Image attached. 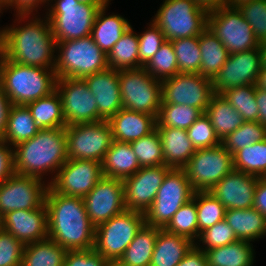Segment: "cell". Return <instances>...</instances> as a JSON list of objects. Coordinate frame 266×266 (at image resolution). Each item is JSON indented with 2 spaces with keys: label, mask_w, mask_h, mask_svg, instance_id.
I'll return each mask as SVG.
<instances>
[{
  "label": "cell",
  "mask_w": 266,
  "mask_h": 266,
  "mask_svg": "<svg viewBox=\"0 0 266 266\" xmlns=\"http://www.w3.org/2000/svg\"><path fill=\"white\" fill-rule=\"evenodd\" d=\"M48 238L67 251L94 249L95 226L83 198L58 194L50 186L45 197Z\"/></svg>",
  "instance_id": "6da1fadb"
},
{
  "label": "cell",
  "mask_w": 266,
  "mask_h": 266,
  "mask_svg": "<svg viewBox=\"0 0 266 266\" xmlns=\"http://www.w3.org/2000/svg\"><path fill=\"white\" fill-rule=\"evenodd\" d=\"M2 30L3 56L6 59L21 65L55 68L56 40L47 18L44 22L40 18H32L23 27L13 25Z\"/></svg>",
  "instance_id": "7a4b0ae2"
},
{
  "label": "cell",
  "mask_w": 266,
  "mask_h": 266,
  "mask_svg": "<svg viewBox=\"0 0 266 266\" xmlns=\"http://www.w3.org/2000/svg\"><path fill=\"white\" fill-rule=\"evenodd\" d=\"M14 148L16 174L43 179V174L59 169L68 160L65 127L40 130L35 136Z\"/></svg>",
  "instance_id": "3957f363"
},
{
  "label": "cell",
  "mask_w": 266,
  "mask_h": 266,
  "mask_svg": "<svg viewBox=\"0 0 266 266\" xmlns=\"http://www.w3.org/2000/svg\"><path fill=\"white\" fill-rule=\"evenodd\" d=\"M54 69L21 65L0 57V84L12 105H24L56 90Z\"/></svg>",
  "instance_id": "277c9868"
},
{
  "label": "cell",
  "mask_w": 266,
  "mask_h": 266,
  "mask_svg": "<svg viewBox=\"0 0 266 266\" xmlns=\"http://www.w3.org/2000/svg\"><path fill=\"white\" fill-rule=\"evenodd\" d=\"M60 54L54 71L58 78L83 79L108 69L107 55L87 36L75 40L56 42Z\"/></svg>",
  "instance_id": "5b68a950"
},
{
  "label": "cell",
  "mask_w": 266,
  "mask_h": 266,
  "mask_svg": "<svg viewBox=\"0 0 266 266\" xmlns=\"http://www.w3.org/2000/svg\"><path fill=\"white\" fill-rule=\"evenodd\" d=\"M144 224V213L124 210L95 227L94 250L109 263H117Z\"/></svg>",
  "instance_id": "8992f818"
},
{
  "label": "cell",
  "mask_w": 266,
  "mask_h": 266,
  "mask_svg": "<svg viewBox=\"0 0 266 266\" xmlns=\"http://www.w3.org/2000/svg\"><path fill=\"white\" fill-rule=\"evenodd\" d=\"M152 21L171 41L199 36L208 26V12L193 0H165Z\"/></svg>",
  "instance_id": "52a82bcc"
},
{
  "label": "cell",
  "mask_w": 266,
  "mask_h": 266,
  "mask_svg": "<svg viewBox=\"0 0 266 266\" xmlns=\"http://www.w3.org/2000/svg\"><path fill=\"white\" fill-rule=\"evenodd\" d=\"M184 169L171 168L165 175L154 202L144 213L145 224L164 229L181 206L194 196Z\"/></svg>",
  "instance_id": "ba28073f"
},
{
  "label": "cell",
  "mask_w": 266,
  "mask_h": 266,
  "mask_svg": "<svg viewBox=\"0 0 266 266\" xmlns=\"http://www.w3.org/2000/svg\"><path fill=\"white\" fill-rule=\"evenodd\" d=\"M105 5L81 4L76 0H56L47 18L56 42L90 36L98 10Z\"/></svg>",
  "instance_id": "9c48e42d"
},
{
  "label": "cell",
  "mask_w": 266,
  "mask_h": 266,
  "mask_svg": "<svg viewBox=\"0 0 266 266\" xmlns=\"http://www.w3.org/2000/svg\"><path fill=\"white\" fill-rule=\"evenodd\" d=\"M122 106L157 118L162 104L161 81L144 67L118 70Z\"/></svg>",
  "instance_id": "30bf717a"
},
{
  "label": "cell",
  "mask_w": 266,
  "mask_h": 266,
  "mask_svg": "<svg viewBox=\"0 0 266 266\" xmlns=\"http://www.w3.org/2000/svg\"><path fill=\"white\" fill-rule=\"evenodd\" d=\"M183 169L195 192H208L234 169L233 155L222 143L214 147L196 149Z\"/></svg>",
  "instance_id": "8fae6325"
},
{
  "label": "cell",
  "mask_w": 266,
  "mask_h": 266,
  "mask_svg": "<svg viewBox=\"0 0 266 266\" xmlns=\"http://www.w3.org/2000/svg\"><path fill=\"white\" fill-rule=\"evenodd\" d=\"M65 134L68 159L102 162L113 141L108 120L69 125Z\"/></svg>",
  "instance_id": "7c38bea8"
},
{
  "label": "cell",
  "mask_w": 266,
  "mask_h": 266,
  "mask_svg": "<svg viewBox=\"0 0 266 266\" xmlns=\"http://www.w3.org/2000/svg\"><path fill=\"white\" fill-rule=\"evenodd\" d=\"M208 29L221 41L229 54L258 48L252 27L237 8L225 6L208 13Z\"/></svg>",
  "instance_id": "4fadbf2b"
},
{
  "label": "cell",
  "mask_w": 266,
  "mask_h": 266,
  "mask_svg": "<svg viewBox=\"0 0 266 266\" xmlns=\"http://www.w3.org/2000/svg\"><path fill=\"white\" fill-rule=\"evenodd\" d=\"M162 103L181 104L205 113L215 94L212 80L199 73H177L161 81Z\"/></svg>",
  "instance_id": "5bb4252c"
},
{
  "label": "cell",
  "mask_w": 266,
  "mask_h": 266,
  "mask_svg": "<svg viewBox=\"0 0 266 266\" xmlns=\"http://www.w3.org/2000/svg\"><path fill=\"white\" fill-rule=\"evenodd\" d=\"M56 91L60 96L66 126L103 121L96 98L83 79L58 78Z\"/></svg>",
  "instance_id": "9a60e30c"
},
{
  "label": "cell",
  "mask_w": 266,
  "mask_h": 266,
  "mask_svg": "<svg viewBox=\"0 0 266 266\" xmlns=\"http://www.w3.org/2000/svg\"><path fill=\"white\" fill-rule=\"evenodd\" d=\"M41 181L37 177L15 173L0 184V216L15 210L41 208L49 187V183L45 185Z\"/></svg>",
  "instance_id": "2e32d148"
},
{
  "label": "cell",
  "mask_w": 266,
  "mask_h": 266,
  "mask_svg": "<svg viewBox=\"0 0 266 266\" xmlns=\"http://www.w3.org/2000/svg\"><path fill=\"white\" fill-rule=\"evenodd\" d=\"M102 177L101 162L68 159L49 186L58 194L84 198Z\"/></svg>",
  "instance_id": "e0dca14e"
},
{
  "label": "cell",
  "mask_w": 266,
  "mask_h": 266,
  "mask_svg": "<svg viewBox=\"0 0 266 266\" xmlns=\"http://www.w3.org/2000/svg\"><path fill=\"white\" fill-rule=\"evenodd\" d=\"M262 68L261 50L255 48L248 51L230 54L226 63L213 78L215 94L238 86L255 85Z\"/></svg>",
  "instance_id": "ac0fdd59"
},
{
  "label": "cell",
  "mask_w": 266,
  "mask_h": 266,
  "mask_svg": "<svg viewBox=\"0 0 266 266\" xmlns=\"http://www.w3.org/2000/svg\"><path fill=\"white\" fill-rule=\"evenodd\" d=\"M83 200L95 227L126 210L121 179L103 176Z\"/></svg>",
  "instance_id": "d6986e66"
},
{
  "label": "cell",
  "mask_w": 266,
  "mask_h": 266,
  "mask_svg": "<svg viewBox=\"0 0 266 266\" xmlns=\"http://www.w3.org/2000/svg\"><path fill=\"white\" fill-rule=\"evenodd\" d=\"M170 169L166 165L141 167L134 175L122 180L126 209L145 213Z\"/></svg>",
  "instance_id": "ffe728a7"
},
{
  "label": "cell",
  "mask_w": 266,
  "mask_h": 266,
  "mask_svg": "<svg viewBox=\"0 0 266 266\" xmlns=\"http://www.w3.org/2000/svg\"><path fill=\"white\" fill-rule=\"evenodd\" d=\"M259 177L233 169L210 190L215 198L229 209H248L253 206Z\"/></svg>",
  "instance_id": "44dd1931"
},
{
  "label": "cell",
  "mask_w": 266,
  "mask_h": 266,
  "mask_svg": "<svg viewBox=\"0 0 266 266\" xmlns=\"http://www.w3.org/2000/svg\"><path fill=\"white\" fill-rule=\"evenodd\" d=\"M2 229L24 245L48 238L47 209L15 210L2 217Z\"/></svg>",
  "instance_id": "7402d4cb"
},
{
  "label": "cell",
  "mask_w": 266,
  "mask_h": 266,
  "mask_svg": "<svg viewBox=\"0 0 266 266\" xmlns=\"http://www.w3.org/2000/svg\"><path fill=\"white\" fill-rule=\"evenodd\" d=\"M96 98L99 115L109 120L122 106L118 70L107 69L83 78Z\"/></svg>",
  "instance_id": "603a6c76"
},
{
  "label": "cell",
  "mask_w": 266,
  "mask_h": 266,
  "mask_svg": "<svg viewBox=\"0 0 266 266\" xmlns=\"http://www.w3.org/2000/svg\"><path fill=\"white\" fill-rule=\"evenodd\" d=\"M108 122L115 141L131 143L156 129V117L151 114L121 108Z\"/></svg>",
  "instance_id": "cb8c5ba5"
},
{
  "label": "cell",
  "mask_w": 266,
  "mask_h": 266,
  "mask_svg": "<svg viewBox=\"0 0 266 266\" xmlns=\"http://www.w3.org/2000/svg\"><path fill=\"white\" fill-rule=\"evenodd\" d=\"M160 135L164 164L170 168L183 169L196 151L185 129L156 126Z\"/></svg>",
  "instance_id": "d4e9b609"
},
{
  "label": "cell",
  "mask_w": 266,
  "mask_h": 266,
  "mask_svg": "<svg viewBox=\"0 0 266 266\" xmlns=\"http://www.w3.org/2000/svg\"><path fill=\"white\" fill-rule=\"evenodd\" d=\"M195 242L189 238L158 228L150 266H176Z\"/></svg>",
  "instance_id": "484cf974"
},
{
  "label": "cell",
  "mask_w": 266,
  "mask_h": 266,
  "mask_svg": "<svg viewBox=\"0 0 266 266\" xmlns=\"http://www.w3.org/2000/svg\"><path fill=\"white\" fill-rule=\"evenodd\" d=\"M103 176L124 180L141 167L130 143L113 140L101 162Z\"/></svg>",
  "instance_id": "4316f807"
},
{
  "label": "cell",
  "mask_w": 266,
  "mask_h": 266,
  "mask_svg": "<svg viewBox=\"0 0 266 266\" xmlns=\"http://www.w3.org/2000/svg\"><path fill=\"white\" fill-rule=\"evenodd\" d=\"M224 220L233 229L238 240L251 242L266 235V218L253 207L226 210Z\"/></svg>",
  "instance_id": "83f0119b"
},
{
  "label": "cell",
  "mask_w": 266,
  "mask_h": 266,
  "mask_svg": "<svg viewBox=\"0 0 266 266\" xmlns=\"http://www.w3.org/2000/svg\"><path fill=\"white\" fill-rule=\"evenodd\" d=\"M108 5L98 10L91 33L94 42L106 55L131 27L129 22L119 15L105 16V10Z\"/></svg>",
  "instance_id": "f1b7e54d"
},
{
  "label": "cell",
  "mask_w": 266,
  "mask_h": 266,
  "mask_svg": "<svg viewBox=\"0 0 266 266\" xmlns=\"http://www.w3.org/2000/svg\"><path fill=\"white\" fill-rule=\"evenodd\" d=\"M205 114L209 117L215 134L220 141L245 122L242 116L221 94H214L211 97Z\"/></svg>",
  "instance_id": "f546056e"
},
{
  "label": "cell",
  "mask_w": 266,
  "mask_h": 266,
  "mask_svg": "<svg viewBox=\"0 0 266 266\" xmlns=\"http://www.w3.org/2000/svg\"><path fill=\"white\" fill-rule=\"evenodd\" d=\"M158 227L144 224L118 260L120 266H150Z\"/></svg>",
  "instance_id": "4dcf8cb0"
},
{
  "label": "cell",
  "mask_w": 266,
  "mask_h": 266,
  "mask_svg": "<svg viewBox=\"0 0 266 266\" xmlns=\"http://www.w3.org/2000/svg\"><path fill=\"white\" fill-rule=\"evenodd\" d=\"M199 48L201 51L199 74L213 80L221 67L226 63L230 54L221 41L208 28L199 35Z\"/></svg>",
  "instance_id": "1f68e13d"
},
{
  "label": "cell",
  "mask_w": 266,
  "mask_h": 266,
  "mask_svg": "<svg viewBox=\"0 0 266 266\" xmlns=\"http://www.w3.org/2000/svg\"><path fill=\"white\" fill-rule=\"evenodd\" d=\"M253 252L250 241L244 240L204 250L208 266H252Z\"/></svg>",
  "instance_id": "d6a6232c"
},
{
  "label": "cell",
  "mask_w": 266,
  "mask_h": 266,
  "mask_svg": "<svg viewBox=\"0 0 266 266\" xmlns=\"http://www.w3.org/2000/svg\"><path fill=\"white\" fill-rule=\"evenodd\" d=\"M30 110L37 129L66 127L61 99L55 90L50 95L26 105Z\"/></svg>",
  "instance_id": "836d02e7"
},
{
  "label": "cell",
  "mask_w": 266,
  "mask_h": 266,
  "mask_svg": "<svg viewBox=\"0 0 266 266\" xmlns=\"http://www.w3.org/2000/svg\"><path fill=\"white\" fill-rule=\"evenodd\" d=\"M109 69L123 70L144 67L139 62L138 34L130 27L107 54Z\"/></svg>",
  "instance_id": "e575fe53"
},
{
  "label": "cell",
  "mask_w": 266,
  "mask_h": 266,
  "mask_svg": "<svg viewBox=\"0 0 266 266\" xmlns=\"http://www.w3.org/2000/svg\"><path fill=\"white\" fill-rule=\"evenodd\" d=\"M39 130L27 106L12 105L8 114L7 127L1 140L14 147L35 136Z\"/></svg>",
  "instance_id": "d590c367"
},
{
  "label": "cell",
  "mask_w": 266,
  "mask_h": 266,
  "mask_svg": "<svg viewBox=\"0 0 266 266\" xmlns=\"http://www.w3.org/2000/svg\"><path fill=\"white\" fill-rule=\"evenodd\" d=\"M67 250L47 238L24 245L22 266H63Z\"/></svg>",
  "instance_id": "8d00e7d4"
},
{
  "label": "cell",
  "mask_w": 266,
  "mask_h": 266,
  "mask_svg": "<svg viewBox=\"0 0 266 266\" xmlns=\"http://www.w3.org/2000/svg\"><path fill=\"white\" fill-rule=\"evenodd\" d=\"M233 167L237 171L265 178L266 139L238 150L233 155Z\"/></svg>",
  "instance_id": "74e56055"
},
{
  "label": "cell",
  "mask_w": 266,
  "mask_h": 266,
  "mask_svg": "<svg viewBox=\"0 0 266 266\" xmlns=\"http://www.w3.org/2000/svg\"><path fill=\"white\" fill-rule=\"evenodd\" d=\"M203 113L195 107L162 103L156 118V126L187 130Z\"/></svg>",
  "instance_id": "f35d334b"
},
{
  "label": "cell",
  "mask_w": 266,
  "mask_h": 266,
  "mask_svg": "<svg viewBox=\"0 0 266 266\" xmlns=\"http://www.w3.org/2000/svg\"><path fill=\"white\" fill-rule=\"evenodd\" d=\"M256 86L245 85L225 90L221 93L234 109L242 116L244 121H258L259 108L255 99Z\"/></svg>",
  "instance_id": "ab89813d"
},
{
  "label": "cell",
  "mask_w": 266,
  "mask_h": 266,
  "mask_svg": "<svg viewBox=\"0 0 266 266\" xmlns=\"http://www.w3.org/2000/svg\"><path fill=\"white\" fill-rule=\"evenodd\" d=\"M164 229L169 233L185 236L195 242V238L198 237L196 192L193 198L183 204L173 215L171 221Z\"/></svg>",
  "instance_id": "60d3db41"
},
{
  "label": "cell",
  "mask_w": 266,
  "mask_h": 266,
  "mask_svg": "<svg viewBox=\"0 0 266 266\" xmlns=\"http://www.w3.org/2000/svg\"><path fill=\"white\" fill-rule=\"evenodd\" d=\"M177 57L178 73H199L201 51L199 36L171 40Z\"/></svg>",
  "instance_id": "b9f144b4"
},
{
  "label": "cell",
  "mask_w": 266,
  "mask_h": 266,
  "mask_svg": "<svg viewBox=\"0 0 266 266\" xmlns=\"http://www.w3.org/2000/svg\"><path fill=\"white\" fill-rule=\"evenodd\" d=\"M266 139V127L258 121H245L234 132L226 136L222 141V145L234 155L238 150L249 147L255 142Z\"/></svg>",
  "instance_id": "7bdbcfd3"
},
{
  "label": "cell",
  "mask_w": 266,
  "mask_h": 266,
  "mask_svg": "<svg viewBox=\"0 0 266 266\" xmlns=\"http://www.w3.org/2000/svg\"><path fill=\"white\" fill-rule=\"evenodd\" d=\"M130 145L138 159L140 167L165 165L161 138L157 129L131 142Z\"/></svg>",
  "instance_id": "ee69618b"
},
{
  "label": "cell",
  "mask_w": 266,
  "mask_h": 266,
  "mask_svg": "<svg viewBox=\"0 0 266 266\" xmlns=\"http://www.w3.org/2000/svg\"><path fill=\"white\" fill-rule=\"evenodd\" d=\"M196 208L199 239L202 231L224 220L226 209L209 191L196 192Z\"/></svg>",
  "instance_id": "f6af8a7d"
},
{
  "label": "cell",
  "mask_w": 266,
  "mask_h": 266,
  "mask_svg": "<svg viewBox=\"0 0 266 266\" xmlns=\"http://www.w3.org/2000/svg\"><path fill=\"white\" fill-rule=\"evenodd\" d=\"M144 69L155 79L163 81L178 73L177 57L171 41H166Z\"/></svg>",
  "instance_id": "bcb514c9"
},
{
  "label": "cell",
  "mask_w": 266,
  "mask_h": 266,
  "mask_svg": "<svg viewBox=\"0 0 266 266\" xmlns=\"http://www.w3.org/2000/svg\"><path fill=\"white\" fill-rule=\"evenodd\" d=\"M236 8L252 27L258 43L266 42V0H253Z\"/></svg>",
  "instance_id": "7dc6e473"
},
{
  "label": "cell",
  "mask_w": 266,
  "mask_h": 266,
  "mask_svg": "<svg viewBox=\"0 0 266 266\" xmlns=\"http://www.w3.org/2000/svg\"><path fill=\"white\" fill-rule=\"evenodd\" d=\"M195 149L214 147L221 143L215 134L209 117L203 113L187 130Z\"/></svg>",
  "instance_id": "c3c4849f"
},
{
  "label": "cell",
  "mask_w": 266,
  "mask_h": 266,
  "mask_svg": "<svg viewBox=\"0 0 266 266\" xmlns=\"http://www.w3.org/2000/svg\"><path fill=\"white\" fill-rule=\"evenodd\" d=\"M145 32L138 35L139 39V62L145 66L166 42L162 30L152 21Z\"/></svg>",
  "instance_id": "681fc988"
},
{
  "label": "cell",
  "mask_w": 266,
  "mask_h": 266,
  "mask_svg": "<svg viewBox=\"0 0 266 266\" xmlns=\"http://www.w3.org/2000/svg\"><path fill=\"white\" fill-rule=\"evenodd\" d=\"M199 242L206 246L202 250H208L220 246H225L238 241L233 229L222 220L200 233Z\"/></svg>",
  "instance_id": "f907efd6"
},
{
  "label": "cell",
  "mask_w": 266,
  "mask_h": 266,
  "mask_svg": "<svg viewBox=\"0 0 266 266\" xmlns=\"http://www.w3.org/2000/svg\"><path fill=\"white\" fill-rule=\"evenodd\" d=\"M24 244L0 229V266H22Z\"/></svg>",
  "instance_id": "816d5d0a"
},
{
  "label": "cell",
  "mask_w": 266,
  "mask_h": 266,
  "mask_svg": "<svg viewBox=\"0 0 266 266\" xmlns=\"http://www.w3.org/2000/svg\"><path fill=\"white\" fill-rule=\"evenodd\" d=\"M106 261L94 249L67 251L63 266H108Z\"/></svg>",
  "instance_id": "f5cc1de1"
},
{
  "label": "cell",
  "mask_w": 266,
  "mask_h": 266,
  "mask_svg": "<svg viewBox=\"0 0 266 266\" xmlns=\"http://www.w3.org/2000/svg\"><path fill=\"white\" fill-rule=\"evenodd\" d=\"M0 139V184L15 174L14 171V149Z\"/></svg>",
  "instance_id": "db71d44e"
},
{
  "label": "cell",
  "mask_w": 266,
  "mask_h": 266,
  "mask_svg": "<svg viewBox=\"0 0 266 266\" xmlns=\"http://www.w3.org/2000/svg\"><path fill=\"white\" fill-rule=\"evenodd\" d=\"M176 266H208L204 250L195 243Z\"/></svg>",
  "instance_id": "11a10c76"
},
{
  "label": "cell",
  "mask_w": 266,
  "mask_h": 266,
  "mask_svg": "<svg viewBox=\"0 0 266 266\" xmlns=\"http://www.w3.org/2000/svg\"><path fill=\"white\" fill-rule=\"evenodd\" d=\"M48 1L50 0H10L9 6L15 7L18 20L21 18L20 20L22 21V19L27 18V16L31 14L33 9L35 10L39 4H45V2Z\"/></svg>",
  "instance_id": "9f6ffc18"
},
{
  "label": "cell",
  "mask_w": 266,
  "mask_h": 266,
  "mask_svg": "<svg viewBox=\"0 0 266 266\" xmlns=\"http://www.w3.org/2000/svg\"><path fill=\"white\" fill-rule=\"evenodd\" d=\"M252 207L266 218V177L258 179L255 187L254 202Z\"/></svg>",
  "instance_id": "6f0895ef"
},
{
  "label": "cell",
  "mask_w": 266,
  "mask_h": 266,
  "mask_svg": "<svg viewBox=\"0 0 266 266\" xmlns=\"http://www.w3.org/2000/svg\"><path fill=\"white\" fill-rule=\"evenodd\" d=\"M12 103L5 95L3 88L0 84V139L3 138L7 127L8 114Z\"/></svg>",
  "instance_id": "680465c9"
},
{
  "label": "cell",
  "mask_w": 266,
  "mask_h": 266,
  "mask_svg": "<svg viewBox=\"0 0 266 266\" xmlns=\"http://www.w3.org/2000/svg\"><path fill=\"white\" fill-rule=\"evenodd\" d=\"M255 99L258 111V122L266 127V91L256 88Z\"/></svg>",
  "instance_id": "91938a15"
},
{
  "label": "cell",
  "mask_w": 266,
  "mask_h": 266,
  "mask_svg": "<svg viewBox=\"0 0 266 266\" xmlns=\"http://www.w3.org/2000/svg\"><path fill=\"white\" fill-rule=\"evenodd\" d=\"M196 5L208 13L227 6V0H193Z\"/></svg>",
  "instance_id": "94428289"
},
{
  "label": "cell",
  "mask_w": 266,
  "mask_h": 266,
  "mask_svg": "<svg viewBox=\"0 0 266 266\" xmlns=\"http://www.w3.org/2000/svg\"><path fill=\"white\" fill-rule=\"evenodd\" d=\"M256 88L260 90H265L266 91V68L262 67L258 76H257V81L255 84Z\"/></svg>",
  "instance_id": "6125c7cd"
},
{
  "label": "cell",
  "mask_w": 266,
  "mask_h": 266,
  "mask_svg": "<svg viewBox=\"0 0 266 266\" xmlns=\"http://www.w3.org/2000/svg\"><path fill=\"white\" fill-rule=\"evenodd\" d=\"M81 4H90V5H107L109 0H76Z\"/></svg>",
  "instance_id": "be15d7a7"
},
{
  "label": "cell",
  "mask_w": 266,
  "mask_h": 266,
  "mask_svg": "<svg viewBox=\"0 0 266 266\" xmlns=\"http://www.w3.org/2000/svg\"><path fill=\"white\" fill-rule=\"evenodd\" d=\"M259 48L261 50L262 67L266 68V42L260 43Z\"/></svg>",
  "instance_id": "e7e4bbea"
},
{
  "label": "cell",
  "mask_w": 266,
  "mask_h": 266,
  "mask_svg": "<svg viewBox=\"0 0 266 266\" xmlns=\"http://www.w3.org/2000/svg\"><path fill=\"white\" fill-rule=\"evenodd\" d=\"M250 1L253 0H227V6L236 8L237 6Z\"/></svg>",
  "instance_id": "03108f58"
},
{
  "label": "cell",
  "mask_w": 266,
  "mask_h": 266,
  "mask_svg": "<svg viewBox=\"0 0 266 266\" xmlns=\"http://www.w3.org/2000/svg\"><path fill=\"white\" fill-rule=\"evenodd\" d=\"M10 0H0V12L2 11L3 7L9 8Z\"/></svg>",
  "instance_id": "003e7915"
},
{
  "label": "cell",
  "mask_w": 266,
  "mask_h": 266,
  "mask_svg": "<svg viewBox=\"0 0 266 266\" xmlns=\"http://www.w3.org/2000/svg\"><path fill=\"white\" fill-rule=\"evenodd\" d=\"M1 55H3V30H0V57Z\"/></svg>",
  "instance_id": "a7ac6f4b"
},
{
  "label": "cell",
  "mask_w": 266,
  "mask_h": 266,
  "mask_svg": "<svg viewBox=\"0 0 266 266\" xmlns=\"http://www.w3.org/2000/svg\"><path fill=\"white\" fill-rule=\"evenodd\" d=\"M108 266H120L118 263H109Z\"/></svg>",
  "instance_id": "89a4df30"
},
{
  "label": "cell",
  "mask_w": 266,
  "mask_h": 266,
  "mask_svg": "<svg viewBox=\"0 0 266 266\" xmlns=\"http://www.w3.org/2000/svg\"><path fill=\"white\" fill-rule=\"evenodd\" d=\"M0 229H2V217L0 216Z\"/></svg>",
  "instance_id": "2644e50d"
}]
</instances>
